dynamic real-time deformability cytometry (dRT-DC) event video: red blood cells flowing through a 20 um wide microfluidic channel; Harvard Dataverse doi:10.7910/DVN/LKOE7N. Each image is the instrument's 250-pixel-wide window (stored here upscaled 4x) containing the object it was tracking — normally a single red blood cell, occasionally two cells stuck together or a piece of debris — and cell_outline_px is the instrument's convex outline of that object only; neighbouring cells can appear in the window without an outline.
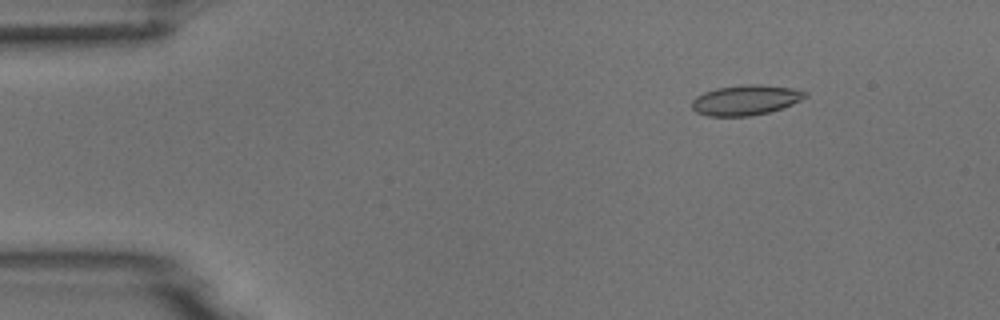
{"species": "common noctule bat (a hibernating species)", "species_latin": "Nyctalus noctula", "temperature_condition": "room temperature", "stored_images_in_passage": 4, "camera_frame_rate_fps": 3000, "um_per_image_px": 0.085, "animal": {"sex": "male", "body_mass_g": 18.8}, "frame": {"image": 1, "passage_image": 2, "time_ms": 1.0, "image_size_px": [1000, 320], "cell_outline_px": [[808, 96], [792, 104], [768, 112], [748, 116], [708, 116], [696, 112], [692, 108], [692, 100], [696, 96], [704, 92], [716, 88], [744, 84], [760, 84], [792, 88], [808, 92]], "centroid_in_image_um": [63.37, 8.49], "position_along_channel_um": 21.6, "area_um2": 19.88}}